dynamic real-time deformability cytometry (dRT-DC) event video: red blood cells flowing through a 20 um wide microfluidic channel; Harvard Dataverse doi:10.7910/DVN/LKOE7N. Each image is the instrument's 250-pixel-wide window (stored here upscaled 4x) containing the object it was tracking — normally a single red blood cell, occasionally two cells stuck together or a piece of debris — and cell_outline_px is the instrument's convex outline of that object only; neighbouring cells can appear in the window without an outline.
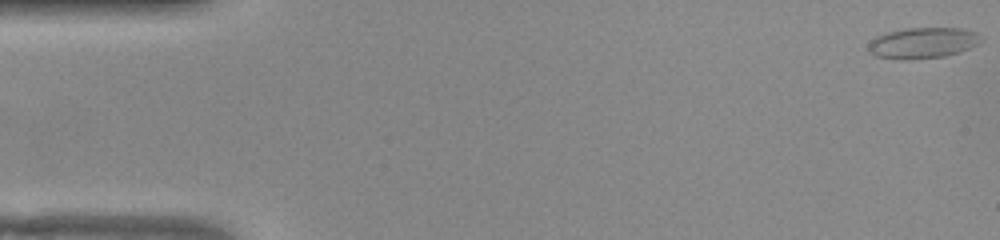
{"species": "common noctule bat (a hibernating species)", "species_latin": "Nyctalus noctula", "temperature_condition": "warm", "stored_images_in_passage": 50, "camera_frame_rate_fps": 3000, "um_per_image_px": 0.085, "animal": {"sex": "female", "body_mass_g": 22.0, "forearm_length_mm": 56.7}, "frame": {"image": 1, "passage_image": 1, "time_ms": 0.0, "image_size_px": [1000, 240], "cell_outline_px": [[980, 40], [976, 44], [960, 52], [944, 56], [904, 60], [900, 60], [876, 56], [868, 52], [868, 44], [876, 36], [888, 32], [904, 28], [964, 28], [976, 32], [980, 36]], "centroid_in_image_um": [78.4, 3.65], "position_along_channel_um": 6.6, "area_um2": 20.23}}
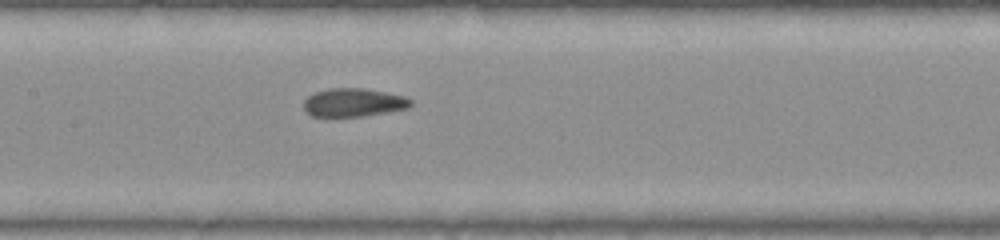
{"frame": {"image": 2, "passage_image": 25, "time_ms": 8.0, "image_size_px": [1000, 240], "cell_outline_px": [[412, 104], [408, 108], [364, 116], [312, 116], [304, 108], [304, 100], [308, 96], [316, 92], [328, 88], [364, 88], [404, 96], [412, 100]], "centroid_in_image_um": [30.06, 8.7], "position_along_channel_um": 177.3, "area_um2": 17.51}}
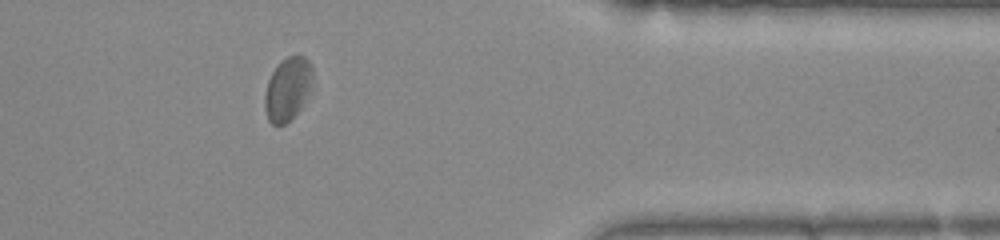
{"frame": {"image": 3, "passage_image": 43, "time_ms": 14.0, "image_size_px": [1000, 240], "cell_outline_px": [[312, 76], [308, 92], [300, 108], [284, 124], [272, 124], [268, 120], [264, 108], [264, 96], [268, 80], [272, 72], [280, 60], [288, 56], [304, 56], [312, 64]], "centroid_in_image_um": [24.42, 7.53], "position_along_channel_um": 387.0, "area_um2": 17.34}, "authors_computed_cell_mechanics": {"area_um2": 18.4382, "velocity_mm_per_s": 3.8512, "shape_relaxation_time_tau1_ms": 5.8935, "shape_relaxation_time_tau2_ms": 1.488, "deformation_change_tau1": 0.1191, "deformation_change_tau2": 0.0677}}